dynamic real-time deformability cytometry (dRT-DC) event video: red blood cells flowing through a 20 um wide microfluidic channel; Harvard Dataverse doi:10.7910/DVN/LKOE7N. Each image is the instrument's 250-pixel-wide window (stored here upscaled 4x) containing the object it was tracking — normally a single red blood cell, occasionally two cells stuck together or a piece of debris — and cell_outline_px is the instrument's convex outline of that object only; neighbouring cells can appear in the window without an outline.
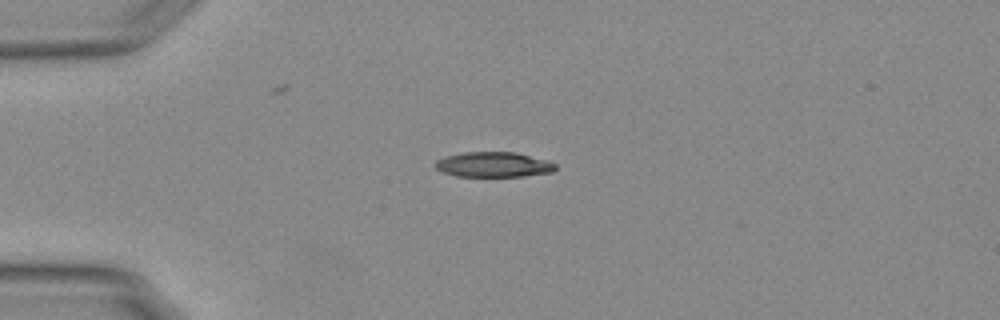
{"species": "Egyptian fruit bat (a non-hibernating species)", "species_latin": "Rousettus aegyptiacus", "temperature_condition": "warm", "stored_images_in_passage": 42, "camera_frame_rate_fps": 3000, "um_per_image_px": 0.085, "animal": {"sex": "female"}, "frame": {"image": 1, "passage_image": 1, "time_ms": 0.0, "image_size_px": [1000, 320], "cell_outline_px": [[556, 168], [552, 172], [520, 176], [456, 176], [444, 172], [436, 168], [436, 160], [444, 156], [464, 152], [516, 152], [548, 160], [556, 164]], "centroid_in_image_um": [41.96, 13.98], "position_along_channel_um": 43.0, "area_um2": 17.51}}
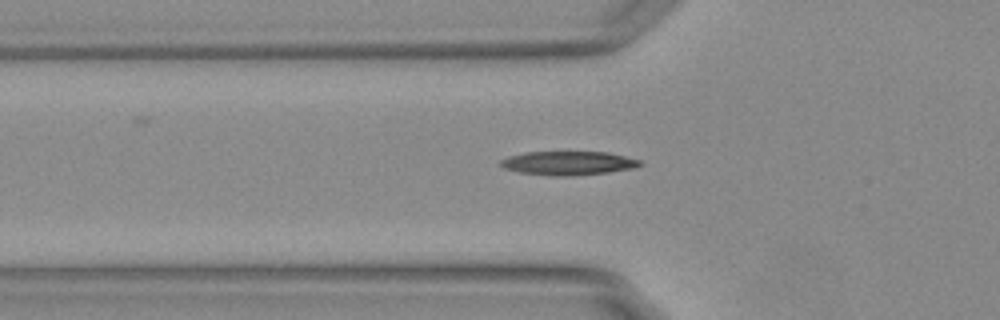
{"frame": {"image": 2, "passage_image": 6, "time_ms": 1.667, "image_size_px": [1000, 320], "cell_outline_px": [[644, 164], [636, 168], [608, 172], [572, 176], [552, 176], [520, 172], [504, 168], [500, 164], [500, 160], [508, 156], [524, 152], [608, 152], [640, 160]], "centroid_in_image_um": [48.32, 13.86], "position_along_channel_um": 77.5, "area_um2": 19.42}, "authors_computed_cell_mechanics": {"area_um2": 18.4671, "velocity_mm_per_s": 3.7883, "shape_relaxation_time_tau1_ms": 5.2466, "shape_relaxation_time_tau2_ms": 2.4839, "deformation_change_tau1": 0.2085, "deformation_change_tau2": 0.1069}}